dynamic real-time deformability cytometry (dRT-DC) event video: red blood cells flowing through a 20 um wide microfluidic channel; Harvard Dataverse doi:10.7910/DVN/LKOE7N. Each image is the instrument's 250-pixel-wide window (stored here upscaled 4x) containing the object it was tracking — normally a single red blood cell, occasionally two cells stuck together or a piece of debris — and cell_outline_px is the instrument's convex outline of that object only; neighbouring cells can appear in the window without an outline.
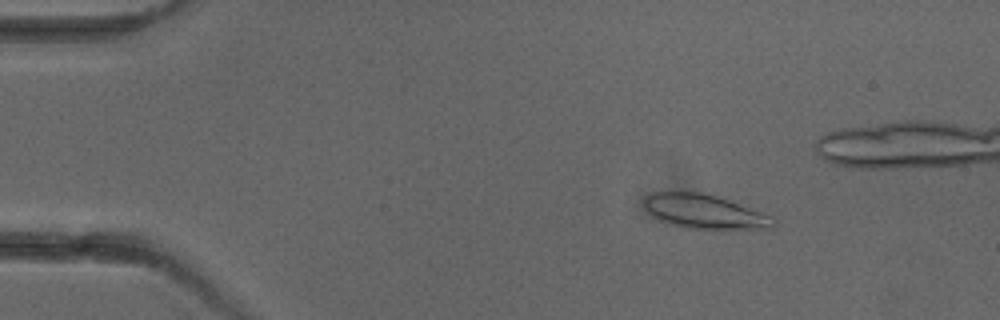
{"species": "common noctule bat (a hibernating species)", "species_latin": "Nyctalus noctula", "temperature_condition": "cold", "stored_images_in_passage": 4, "camera_frame_rate_fps": 3000, "um_per_image_px": 0.085, "animal": {"sex": "female"}, "frame": {"image": 1, "passage_image": 1, "time_ms": 0.0, "image_size_px": [1000, 320], "cell_outline_px": [[776, 224], [772, 228], [684, 228], [660, 220], [652, 216], [648, 212], [644, 204], [644, 196], [652, 192], [668, 188], [700, 192], [716, 196], [728, 200], [772, 216], [776, 220]], "centroid_in_image_um": [59.77, 17.93], "position_along_channel_um": 25.2, "area_um2": 26.01}}